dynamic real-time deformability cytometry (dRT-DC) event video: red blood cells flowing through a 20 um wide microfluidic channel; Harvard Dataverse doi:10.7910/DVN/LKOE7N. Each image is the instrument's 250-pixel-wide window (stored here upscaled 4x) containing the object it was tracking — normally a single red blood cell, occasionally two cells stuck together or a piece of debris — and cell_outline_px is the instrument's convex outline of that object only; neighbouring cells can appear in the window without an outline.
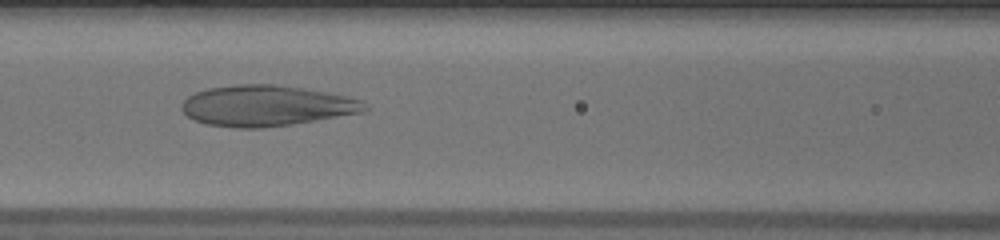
{"species": "human", "species_latin": "Homo sapiens", "temperature_condition": "warm", "stored_images_in_passage": 41, "camera_frame_rate_fps": 3000, "um_per_image_px": 0.085, "donor": {"sex": "male"}, "frame": {"image": 1, "passage_image": 12, "time_ms": 3.667, "image_size_px": [1000, 240], "cell_outline_px": [[368, 108], [364, 112], [292, 124], [264, 128], [236, 128], [208, 124], [196, 120], [188, 116], [180, 108], [184, 100], [188, 96], [196, 92], [208, 88], [232, 84], [276, 84], [304, 88], [364, 100], [368, 104]], "centroid_in_image_um": [22.65, 8.98], "position_along_channel_um": 143.9, "area_um2": 43.52}}
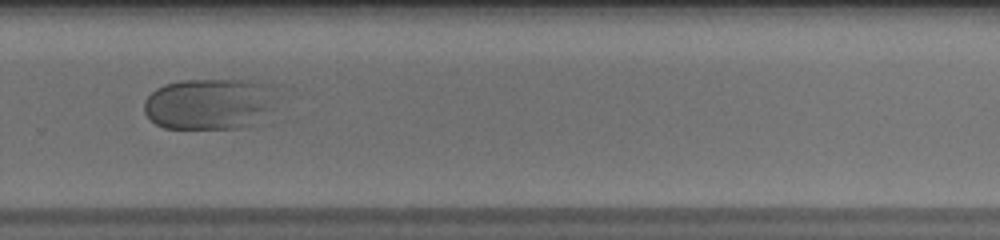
{"frame": {"image": 2, "passage_image": 25, "time_ms": 8.0, "image_size_px": [1000, 240], "cell_outline_px": [[276, 120], [268, 124], [240, 128], [164, 128], [156, 124], [144, 112], [144, 100], [156, 88], [164, 84], [180, 80], [248, 80], [272, 84], [276, 116]], "centroid_in_image_um": [17.98, 8.87], "position_along_channel_um": 311.8, "area_um2": 41.33}}
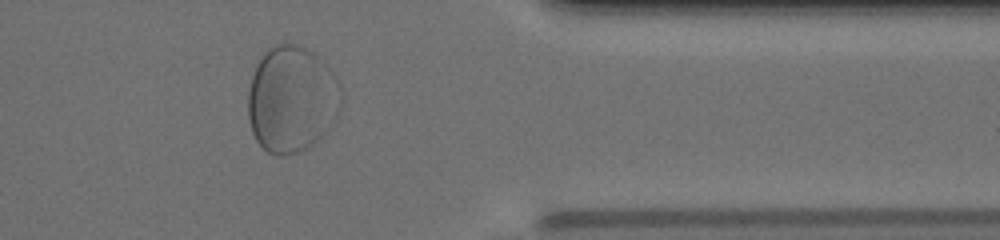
{"frame": {"image": 3, "passage_image": 32, "time_ms": 10.333, "image_size_px": [1000, 240], "cell_outline_px": [[340, 88], [328, 128], [308, 148], [296, 152], [280, 156], [276, 156], [268, 152], [256, 140], [252, 132], [248, 120], [248, 92], [252, 76], [256, 64], [260, 56], [272, 44], [296, 44], [312, 52], [336, 76], [340, 84]], "centroid_in_image_um": [24.69, 8.41], "position_along_channel_um": 386.7, "area_um2": 56.64}}